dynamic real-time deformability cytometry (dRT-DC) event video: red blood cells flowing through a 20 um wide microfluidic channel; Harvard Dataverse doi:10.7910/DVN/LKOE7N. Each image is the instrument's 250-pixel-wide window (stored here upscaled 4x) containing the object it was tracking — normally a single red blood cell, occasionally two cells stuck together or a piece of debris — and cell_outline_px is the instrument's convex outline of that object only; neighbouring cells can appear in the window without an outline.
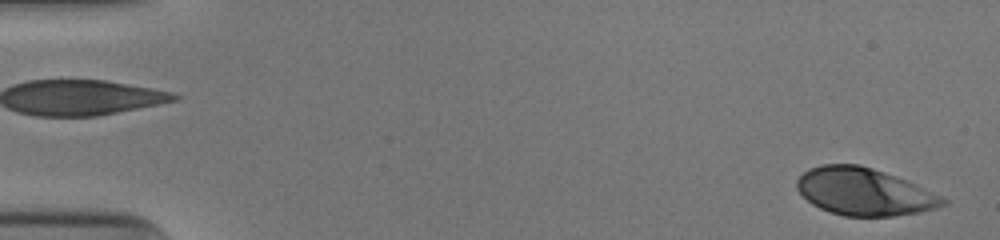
{"species": "human", "species_latin": "Homo sapiens", "temperature_condition": "cold", "stored_images_in_passage": 51, "camera_frame_rate_fps": 3000, "um_per_image_px": 0.085, "donor": {"sex": "male"}, "frame": {"image": 1, "passage_image": 1, "time_ms": 0.0, "image_size_px": [1000, 240], "cell_outline_px": [[948, 204], [936, 208], [920, 212], [892, 216], [844, 216], [828, 212], [812, 204], [796, 188], [796, 180], [808, 168], [824, 164], [860, 164], [896, 176], [916, 184], [948, 200]], "centroid_in_image_um": [73.44, 16.3], "position_along_channel_um": 11.6, "area_um2": 40.23}}
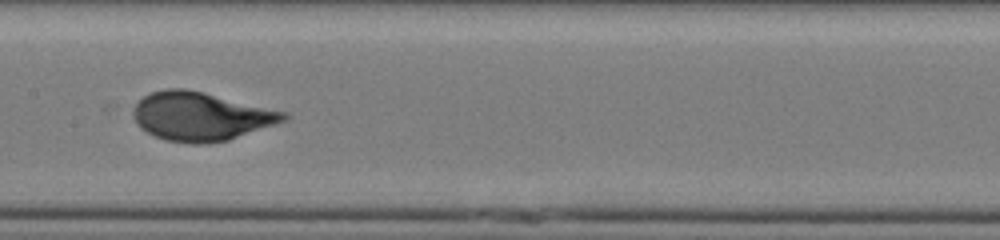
{"frame": {"image": 2, "passage_image": 26, "time_ms": 8.333, "image_size_px": [1000, 240], "cell_outline_px": [[288, 120], [228, 140], [208, 144], [192, 144], [164, 140], [140, 128], [132, 116], [132, 108], [144, 96], [152, 92], [168, 88], [184, 88], [204, 92], [288, 112]], "centroid_in_image_um": [17.08, 9.89], "position_along_channel_um": 190.3, "area_um2": 42.77}}
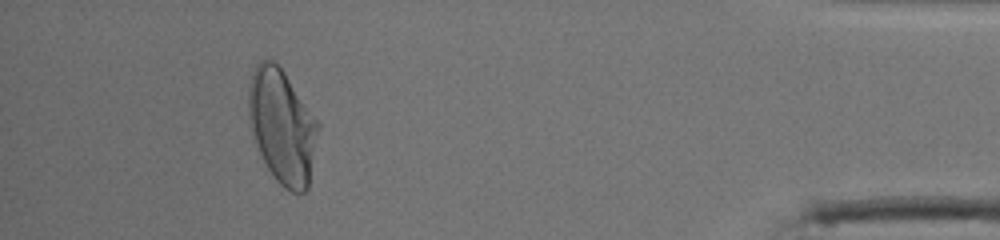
{"frame": {"image": 3, "passage_image": 47, "time_ms": 15.333, "image_size_px": [1000, 240], "cell_outline_px": [[320, 128], [308, 188], [304, 192], [292, 192], [284, 188], [276, 180], [268, 168], [252, 136], [248, 116], [248, 84], [252, 68], [260, 60], [272, 60], [284, 72], [320, 124]], "centroid_in_image_um": [23.97, 10.73], "position_along_channel_um": 411.2, "area_um2": 46.41}, "authors_computed_cell_mechanics": {"area_um2": 41.3848, "velocity_mm_per_s": 3.9084, "shape_relaxation_time_tau1_ms": 3.4694, "shape_relaxation_time_tau2_ms": null, "deformation_change_tau1": 0.1865, "deformation_change_tau2": null}}